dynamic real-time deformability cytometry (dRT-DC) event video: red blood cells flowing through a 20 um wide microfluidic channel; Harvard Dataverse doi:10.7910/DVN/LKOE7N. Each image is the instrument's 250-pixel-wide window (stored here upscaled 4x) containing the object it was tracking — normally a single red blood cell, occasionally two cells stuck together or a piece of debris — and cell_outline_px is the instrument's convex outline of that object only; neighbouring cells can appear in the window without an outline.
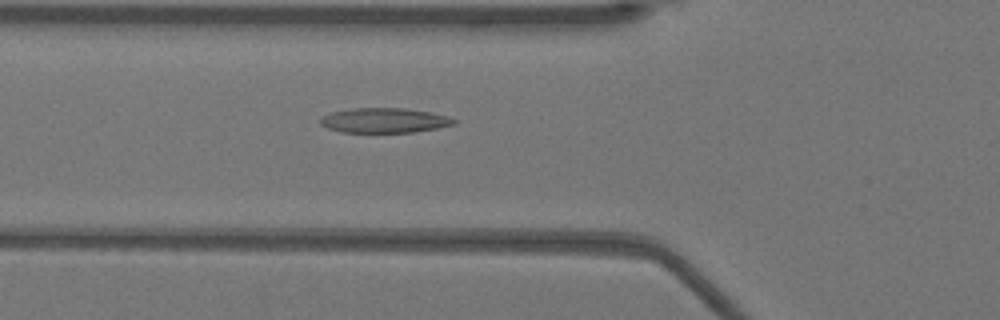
{"species": "Egyptian fruit bat (a non-hibernating species)", "species_latin": "Rousettus aegyptiacus", "temperature_condition": "warm", "stored_images_in_passage": 38, "camera_frame_rate_fps": 3000, "um_per_image_px": 0.085, "animal": {"sex": "female"}, "frame": {"image": 1, "passage_image": 18, "time_ms": 5.667, "image_size_px": [1000, 320], "cell_outline_px": [[456, 124], [436, 128], [412, 132], [340, 132], [328, 128], [320, 124], [320, 116], [332, 112], [352, 108], [404, 108], [432, 112], [448, 116], [456, 120]], "centroid_in_image_um": [32.65, 10.23], "position_along_channel_um": 93.1, "area_um2": 19.36}}
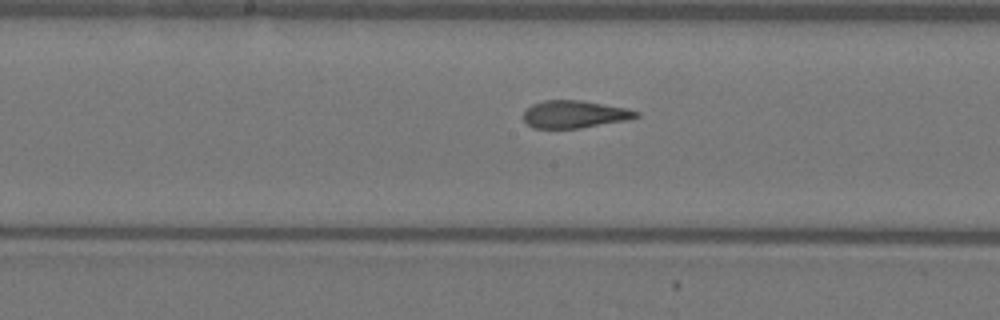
{"frame": {"image": 2, "passage_image": 26, "time_ms": 8.333, "image_size_px": [1000, 320], "cell_outline_px": [[640, 116], [628, 120], [580, 128], [532, 128], [524, 120], [524, 112], [532, 104], [544, 100], [580, 100], [624, 108], [640, 112]], "centroid_in_image_um": [48.83, 9.72], "position_along_channel_um": 199.4, "area_um2": 17.92}}
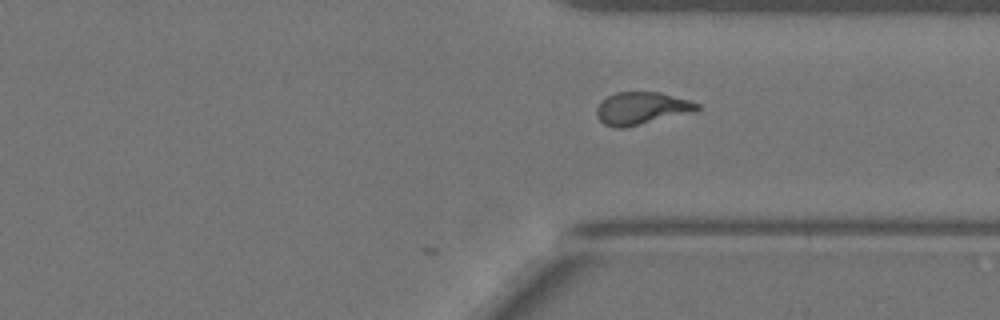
{"frame": {"image": 3, "passage_image": 38, "time_ms": 12.333, "image_size_px": [1000, 320], "cell_outline_px": [[700, 108], [696, 112], [624, 128], [616, 128], [604, 124], [600, 120], [596, 112], [596, 108], [608, 96], [616, 92], [660, 92], [688, 100], [700, 104]], "centroid_in_image_um": [54.57, 9.21], "position_along_channel_um": 356.8, "area_um2": 19.02}}